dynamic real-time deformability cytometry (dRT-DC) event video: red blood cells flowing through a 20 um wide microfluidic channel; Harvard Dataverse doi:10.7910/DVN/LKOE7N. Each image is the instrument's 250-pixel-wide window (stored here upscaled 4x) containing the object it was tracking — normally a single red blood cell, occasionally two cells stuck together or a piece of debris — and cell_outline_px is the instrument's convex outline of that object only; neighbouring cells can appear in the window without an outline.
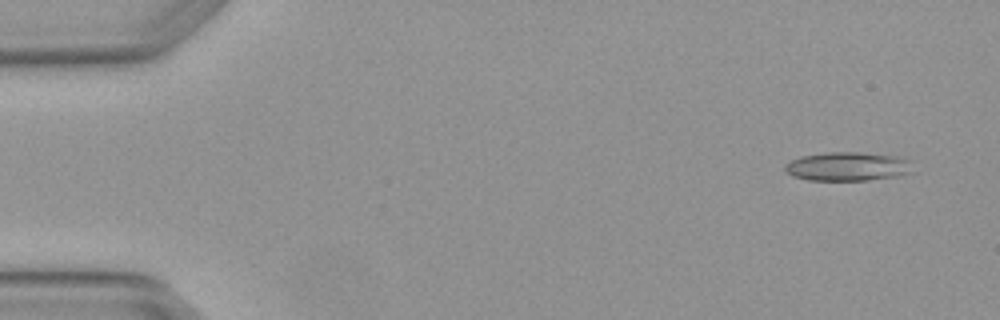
{"species": "Egyptian fruit bat (a non-hibernating species)", "species_latin": "Rousettus aegyptiacus", "temperature_condition": "warm", "stored_images_in_passage": 5, "camera_frame_rate_fps": 3000, "um_per_image_px": 0.085, "animal": {"sex": "female"}, "frame": {"image": 1, "passage_image": 1, "time_ms": 0.0, "image_size_px": [1000, 320], "cell_outline_px": [[912, 172], [896, 176], [868, 180], [808, 180], [792, 176], [784, 168], [784, 164], [800, 156], [828, 152], [860, 152], [900, 156], [908, 160]], "centroid_in_image_um": [72.03, 14.14], "position_along_channel_um": 13.0, "area_um2": 21.44}}